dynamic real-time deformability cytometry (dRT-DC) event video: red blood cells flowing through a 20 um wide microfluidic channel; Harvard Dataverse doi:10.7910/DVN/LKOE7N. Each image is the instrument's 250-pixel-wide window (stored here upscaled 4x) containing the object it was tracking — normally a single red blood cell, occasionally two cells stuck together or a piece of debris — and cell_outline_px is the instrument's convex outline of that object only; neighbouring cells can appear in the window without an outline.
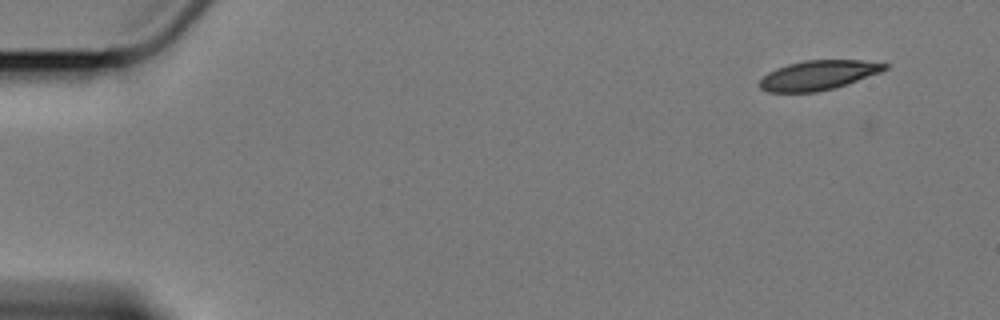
{"species": "Egyptian fruit bat (a non-hibernating species)", "species_latin": "Rousettus aegyptiacus", "temperature_condition": "cold", "stored_images_in_passage": 2, "camera_frame_rate_fps": 3000, "um_per_image_px": 0.085, "animal": {"sex": "female"}, "frame": {"image": 1, "passage_image": 2, "time_ms": 1.333, "image_size_px": [1000, 320], "cell_outline_px": [[888, 68], [880, 72], [836, 88], [816, 92], [768, 92], [760, 88], [760, 80], [768, 72], [776, 68], [788, 64], [804, 60], [860, 60], [888, 64]], "centroid_in_image_um": [69.54, 6.39], "position_along_channel_um": 15.5, "area_um2": 21.44}}